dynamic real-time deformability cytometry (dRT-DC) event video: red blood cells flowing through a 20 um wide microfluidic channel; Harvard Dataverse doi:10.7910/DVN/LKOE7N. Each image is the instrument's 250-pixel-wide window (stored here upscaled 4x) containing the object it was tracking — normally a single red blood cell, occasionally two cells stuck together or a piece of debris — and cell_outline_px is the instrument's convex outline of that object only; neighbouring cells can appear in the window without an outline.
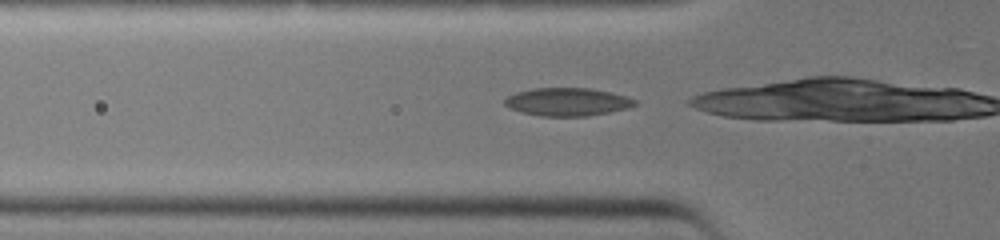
{"species": "common noctule bat (a hibernating species)", "species_latin": "Nyctalus noctula", "temperature_condition": "warm", "stored_images_in_passage": 4, "camera_frame_rate_fps": 3000, "um_per_image_px": 0.085, "animal": {"sex": "female", "body_mass_g": 19.0, "forearm_length_mm": 51.5}, "frame": {"image": 1, "passage_image": 2, "time_ms": 0.333, "image_size_px": [1000, 240], "cell_outline_px": [[636, 104], [628, 108], [588, 116], [540, 116], [520, 112], [504, 104], [504, 100], [508, 96], [516, 92], [532, 88], [592, 88], [612, 92], [636, 100]], "centroid_in_image_um": [48.22, 8.65], "position_along_channel_um": 77.6, "area_um2": 21.21}}